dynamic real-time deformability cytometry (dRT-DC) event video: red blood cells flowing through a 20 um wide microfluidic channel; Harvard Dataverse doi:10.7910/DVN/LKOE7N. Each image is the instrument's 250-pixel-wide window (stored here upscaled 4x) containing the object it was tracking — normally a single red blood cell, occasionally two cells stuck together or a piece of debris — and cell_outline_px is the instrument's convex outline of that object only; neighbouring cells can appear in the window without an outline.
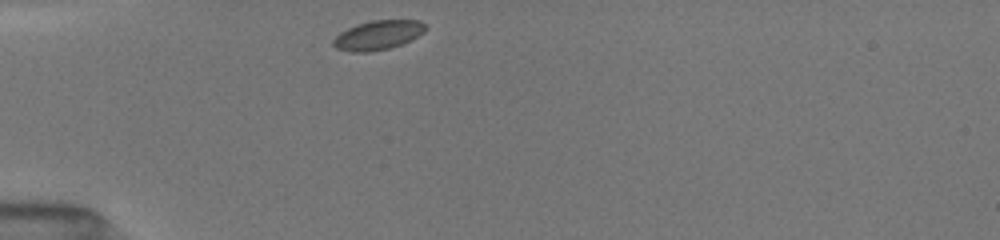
{"species": "common noctule bat (a hibernating species)", "species_latin": "Nyctalus noctula", "temperature_condition": "room temperature", "stored_images_in_passage": 37, "camera_frame_rate_fps": 3000, "um_per_image_px": 0.085, "animal": {"sex": "female", "body_mass_g": 19.5, "forearm_length_mm": 54.1}, "frame": {"image": 1, "passage_image": 1, "time_ms": 0.0, "image_size_px": [1000, 240], "cell_outline_px": [[428, 28], [424, 32], [400, 44], [388, 48], [368, 52], [352, 52], [336, 48], [332, 44], [332, 40], [340, 32], [356, 24], [372, 20], [420, 20], [428, 24]], "centroid_in_image_um": [32.13, 2.97], "position_along_channel_um": 52.9, "area_um2": 15.72}}
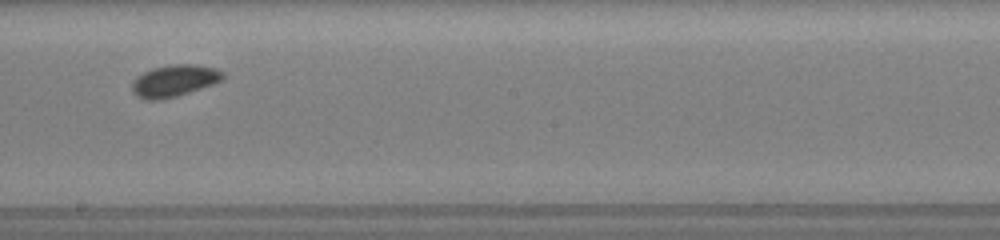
{"frame": {"image": 2, "passage_image": 16, "time_ms": 5.0, "image_size_px": [1000, 240], "cell_outline_px": [[224, 76], [220, 80], [212, 84], [176, 96], [160, 100], [144, 100], [136, 96], [132, 92], [132, 80], [136, 76], [152, 68], [172, 64], [196, 64], [216, 68], [224, 72]], "centroid_in_image_um": [14.77, 6.86], "position_along_channel_um": 233.4, "area_um2": 16.88}}
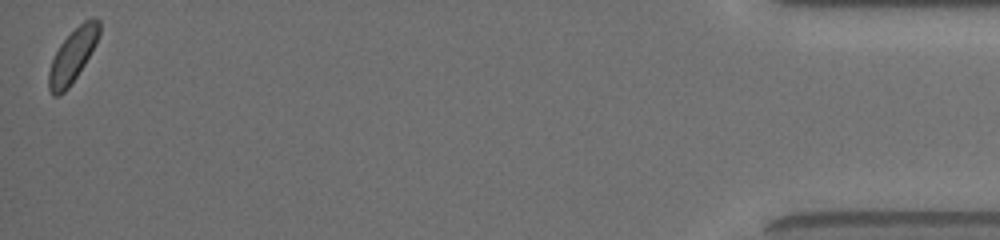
{"frame": {"image": 3, "passage_image": 37, "time_ms": 12.0, "image_size_px": [1000, 240], "cell_outline_px": [[100, 32], [96, 44], [84, 64], [68, 88], [64, 92], [56, 96], [52, 96], [48, 88], [48, 72], [52, 60], [60, 44], [84, 20], [92, 16], [96, 16], [100, 20]], "centroid_in_image_um": [6.19, 4.71], "position_along_channel_um": 429.0, "area_um2": 15.55}, "authors_computed_cell_mechanics": {"area_um2": 15.5482, "velocity_mm_per_s": 3.9605, "shape_relaxation_time_tau1_ms": null, "shape_relaxation_time_tau2_ms": 5.6264, "deformation_change_tau1": null, "deformation_change_tau2": 0.0765}}